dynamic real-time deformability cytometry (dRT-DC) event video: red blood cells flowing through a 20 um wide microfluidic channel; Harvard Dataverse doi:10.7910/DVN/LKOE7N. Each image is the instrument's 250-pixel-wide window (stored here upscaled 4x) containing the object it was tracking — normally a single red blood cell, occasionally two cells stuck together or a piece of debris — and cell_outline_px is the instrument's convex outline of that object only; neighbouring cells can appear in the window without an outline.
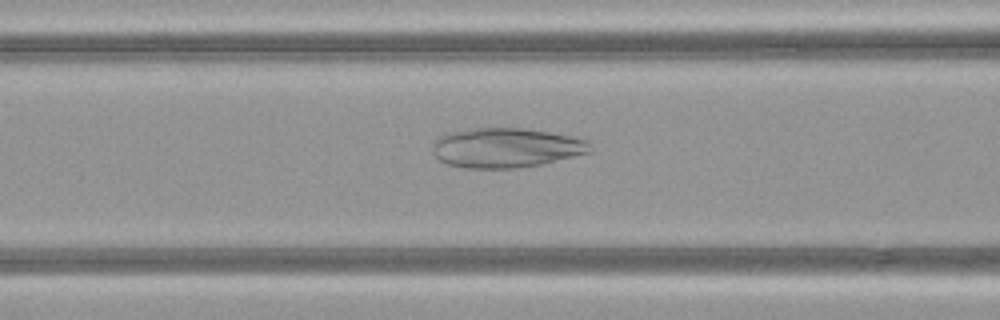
{"species": "common noctule bat (a hibernating species)", "species_latin": "Nyctalus noctula", "temperature_condition": "warm", "stored_images_in_passage": 40, "camera_frame_rate_fps": 3000, "um_per_image_px": 0.085, "animal": {"sex": "female", "body_mass_g": 21.9}, "frame": {"image": 1, "passage_image": 20, "time_ms": 6.333, "image_size_px": [1000, 320], "cell_outline_px": [[592, 152], [540, 164], [516, 168], [464, 168], [448, 164], [440, 160], [432, 152], [432, 144], [444, 132], [476, 128], [520, 128], [548, 132], [572, 136], [588, 140], [592, 144]], "centroid_in_image_um": [43.01, 12.55], "position_along_channel_um": 123.6, "area_um2": 36.53}}
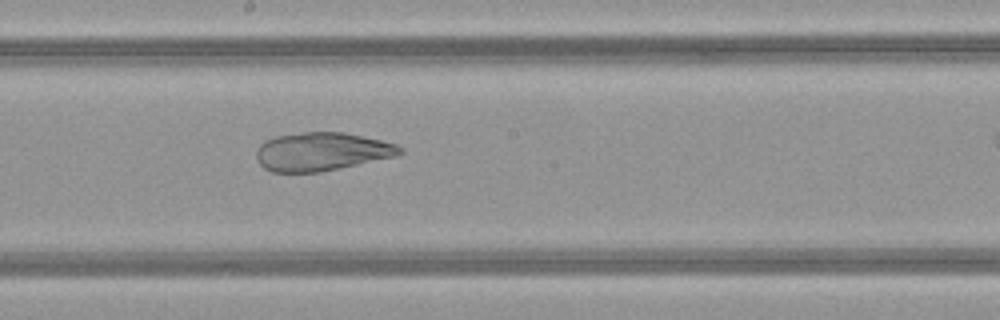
{"frame": {"image": 2, "passage_image": 27, "time_ms": 8.667, "image_size_px": [1000, 320], "cell_outline_px": [[404, 152], [396, 156], [320, 172], [272, 172], [264, 168], [256, 160], [256, 152], [260, 144], [264, 140], [276, 136], [304, 132], [344, 132], [380, 140], [396, 144], [404, 148]], "centroid_in_image_um": [27.33, 12.88], "position_along_channel_um": 220.9, "area_um2": 32.08}}
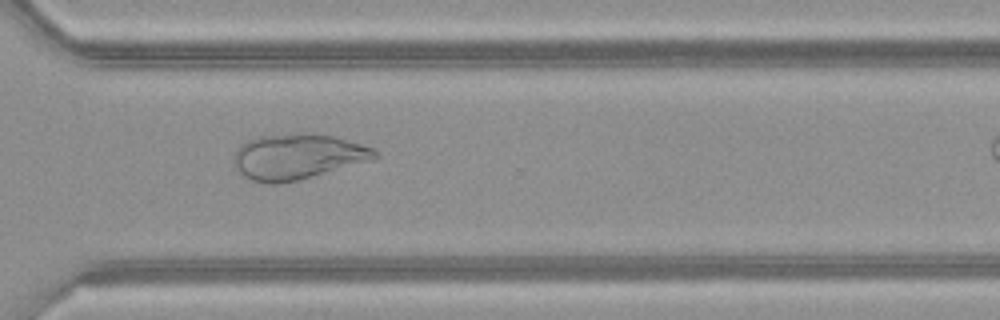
{"frame": {"image": 3, "passage_image": 36, "time_ms": 11.667, "image_size_px": [1000, 320], "cell_outline_px": [[380, 156], [372, 160], [300, 180], [280, 184], [272, 184], [252, 180], [244, 176], [236, 168], [232, 156], [240, 144], [256, 136], [296, 132], [304, 132], [332, 136], [348, 140], [372, 148], [380, 152]], "centroid_in_image_um": [25.28, 13.3], "position_along_channel_um": 345.3, "area_um2": 37.8}}